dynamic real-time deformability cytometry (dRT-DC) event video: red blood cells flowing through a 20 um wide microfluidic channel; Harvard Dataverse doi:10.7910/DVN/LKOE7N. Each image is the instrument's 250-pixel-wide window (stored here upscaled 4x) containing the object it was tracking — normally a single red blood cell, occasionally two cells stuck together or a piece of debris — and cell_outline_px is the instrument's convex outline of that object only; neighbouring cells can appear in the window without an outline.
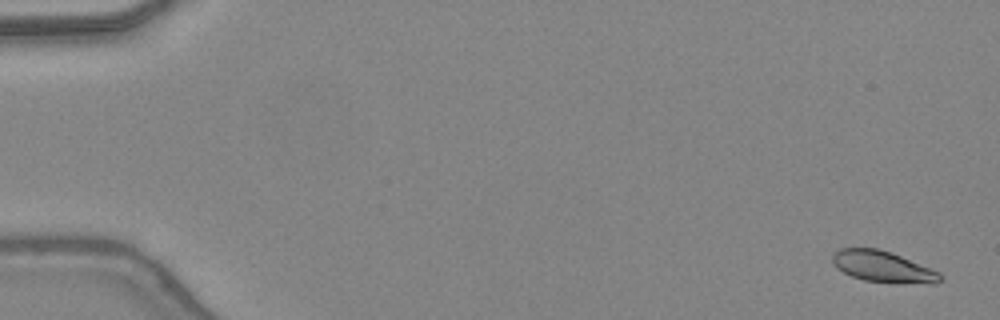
{"species": "common noctule bat (a hibernating species)", "species_latin": "Nyctalus noctula", "temperature_condition": "warm", "stored_images_in_passage": 49, "camera_frame_rate_fps": 3000, "um_per_image_px": 0.085, "animal": {"sex": "female", "body_mass_g": 24.6, "forearm_length_mm": 56.2}, "frame": {"image": 1, "passage_image": 2, "time_ms": 0.333, "image_size_px": [1000, 320], "cell_outline_px": [[944, 280], [936, 284], [892, 284], [864, 280], [852, 276], [836, 268], [832, 264], [832, 256], [840, 248], [876, 248], [892, 252], [940, 272]], "centroid_in_image_um": [75.1, 22.7], "position_along_channel_um": 9.9, "area_um2": 20.06}}
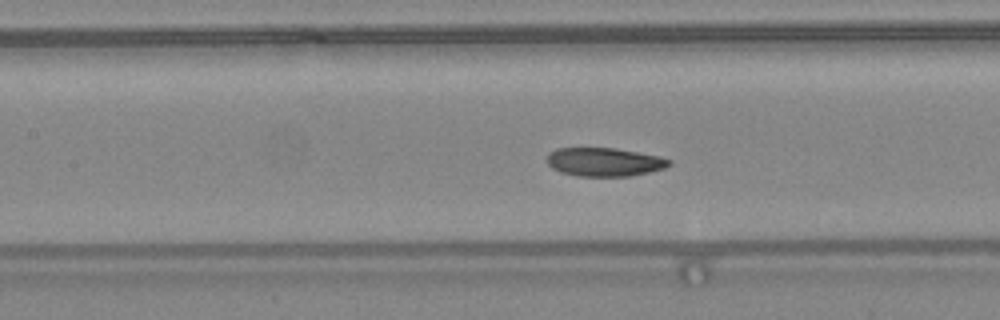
{"frame": {"image": 2, "passage_image": 23, "time_ms": 7.333, "image_size_px": [1000, 320], "cell_outline_px": [[672, 164], [664, 168], [648, 172], [628, 176], [576, 176], [560, 172], [552, 168], [548, 164], [548, 152], [556, 148], [616, 148], [660, 156], [672, 160]], "centroid_in_image_um": [51.37, 13.76], "position_along_channel_um": 156.0, "area_um2": 20.4}}
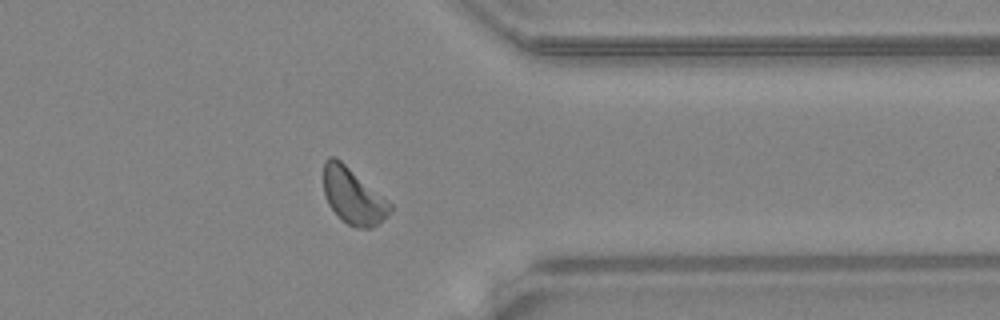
{"frame": {"image": 3, "passage_image": 39, "time_ms": 12.667, "image_size_px": [1000, 320], "cell_outline_px": [[392, 208], [388, 216], [372, 228], [356, 228], [348, 224], [328, 204], [324, 196], [324, 160], [328, 156], [336, 156], [392, 204]], "centroid_in_image_um": [30.01, 16.65], "position_along_channel_um": 381.4, "area_um2": 21.5}, "authors_computed_cell_mechanics": {"area_um2": 20.9236, "velocity_mm_per_s": 4.366, "shape_relaxation_time_tau1_ms": 2.5383, "shape_relaxation_time_tau2_ms": 2.0601, "deformation_change_tau1": 0.1292, "deformation_change_tau2": 0.0873}}